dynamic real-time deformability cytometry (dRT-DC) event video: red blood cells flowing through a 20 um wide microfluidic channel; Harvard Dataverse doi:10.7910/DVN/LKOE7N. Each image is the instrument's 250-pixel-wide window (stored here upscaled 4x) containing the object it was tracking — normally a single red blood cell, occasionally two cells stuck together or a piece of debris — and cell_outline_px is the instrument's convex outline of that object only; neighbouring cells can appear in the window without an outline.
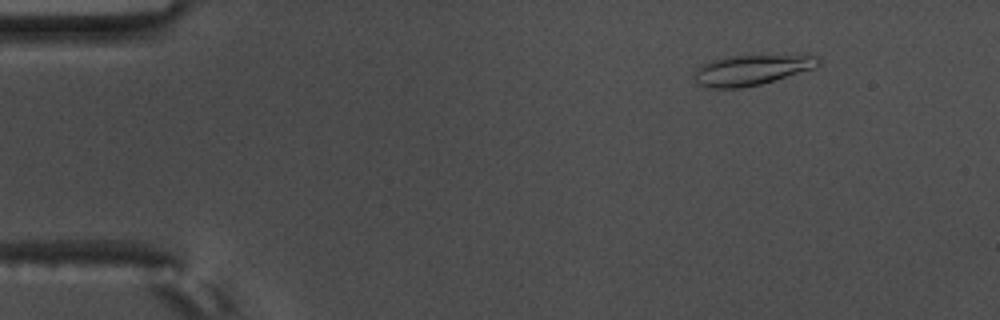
{"species": "common noctule bat (a hibernating species)", "species_latin": "Nyctalus noctula", "temperature_condition": "warm", "stored_images_in_passage": 53, "camera_frame_rate_fps": 3000, "um_per_image_px": 0.085, "animal": {"sex": "male", "body_mass_g": 17.5, "forearm_length_mm": 52.3}, "frame": {"image": 1, "passage_image": 3, "time_ms": 0.667, "image_size_px": [1000, 320], "cell_outline_px": [[820, 64], [816, 68], [760, 84], [744, 88], [704, 88], [692, 76], [704, 64], [712, 60], [732, 56], [816, 56], [820, 60]], "centroid_in_image_um": [63.87, 5.97], "position_along_channel_um": 21.1, "area_um2": 21.44}}
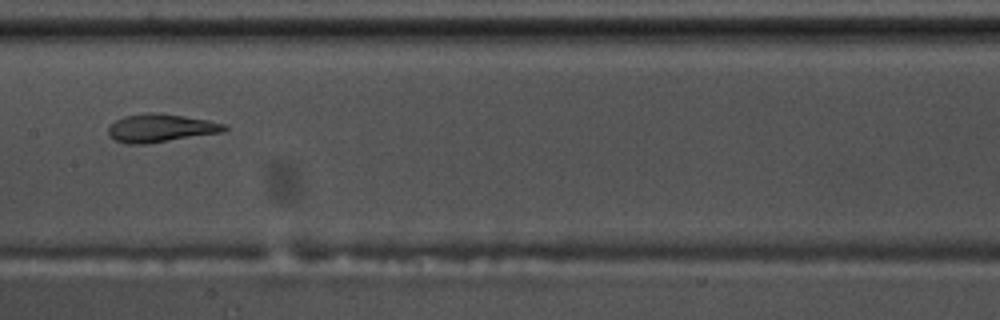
{"frame": {"image": 2, "passage_image": 25, "time_ms": 8.0, "image_size_px": [1000, 320], "cell_outline_px": [[228, 128], [224, 132], [144, 144], [124, 144], [108, 136], [108, 128], [116, 120], [124, 116], [148, 112], [160, 112], [208, 120], [228, 124]], "centroid_in_image_um": [13.67, 10.88], "position_along_channel_um": 193.7, "area_um2": 19.19}}
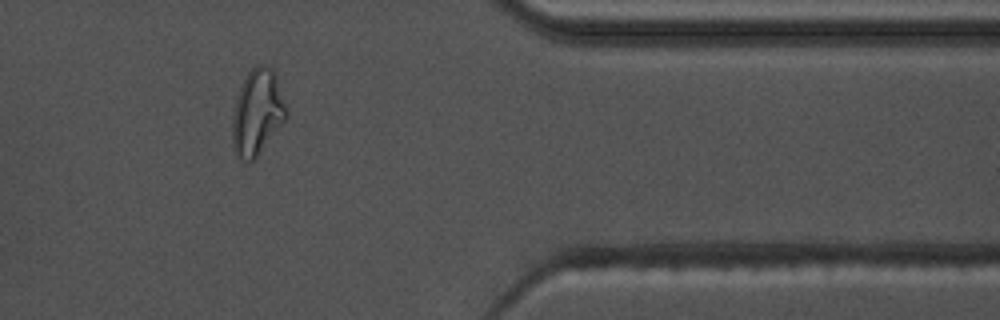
{"frame": {"image": 3, "passage_image": 43, "time_ms": 14.0, "image_size_px": [1000, 320], "cell_outline_px": [[288, 120], [256, 156], [252, 160], [244, 160], [236, 156], [232, 136], [232, 120], [236, 100], [240, 88], [248, 72], [256, 64], [264, 64], [272, 68], [276, 72], [288, 112]], "centroid_in_image_um": [21.92, 9.51], "position_along_channel_um": 389.5, "area_um2": 27.11}, "authors_computed_cell_mechanics": {"area_um2": 19.8254, "velocity_mm_per_s": 3.5816, "shape_relaxation_time_tau1_ms": null, "shape_relaxation_time_tau2_ms": 1.9749, "deformation_change_tau1": null, "deformation_change_tau2": 0.0937}}